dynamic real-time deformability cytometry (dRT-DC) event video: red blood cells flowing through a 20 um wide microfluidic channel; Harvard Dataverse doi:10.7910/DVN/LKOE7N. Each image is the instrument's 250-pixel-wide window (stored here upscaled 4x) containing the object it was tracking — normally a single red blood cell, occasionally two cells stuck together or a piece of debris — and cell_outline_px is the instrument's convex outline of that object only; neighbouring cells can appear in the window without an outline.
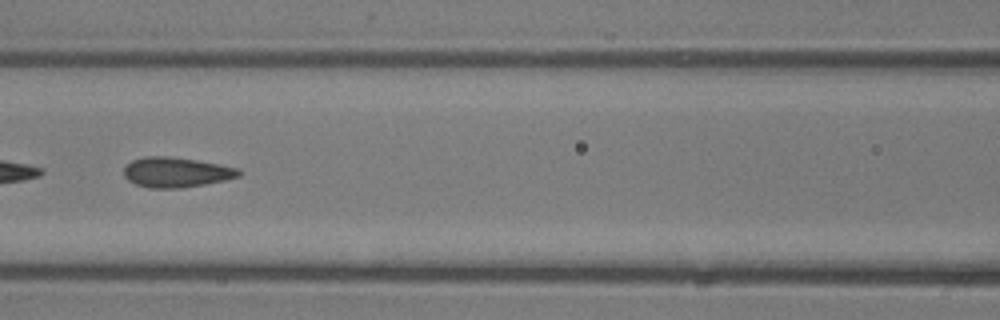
{"species": "common noctule bat (a hibernating species)", "species_latin": "Nyctalus noctula", "temperature_condition": "room temperature", "stored_images_in_passage": 6, "camera_frame_rate_fps": 3000, "um_per_image_px": 0.085, "animal": {"sex": "male", "body_mass_g": 13.3}, "frame": {"image": 1, "passage_image": 6, "time_ms": 1.667, "image_size_px": [1000, 320], "cell_outline_px": [[240, 176], [224, 180], [204, 184], [180, 188], [148, 188], [136, 184], [128, 180], [124, 176], [124, 168], [132, 160], [148, 156], [168, 156], [196, 160], [236, 168], [240, 172]], "centroid_in_image_um": [14.93, 14.65], "position_along_channel_um": 151.7, "area_um2": 19.83}}